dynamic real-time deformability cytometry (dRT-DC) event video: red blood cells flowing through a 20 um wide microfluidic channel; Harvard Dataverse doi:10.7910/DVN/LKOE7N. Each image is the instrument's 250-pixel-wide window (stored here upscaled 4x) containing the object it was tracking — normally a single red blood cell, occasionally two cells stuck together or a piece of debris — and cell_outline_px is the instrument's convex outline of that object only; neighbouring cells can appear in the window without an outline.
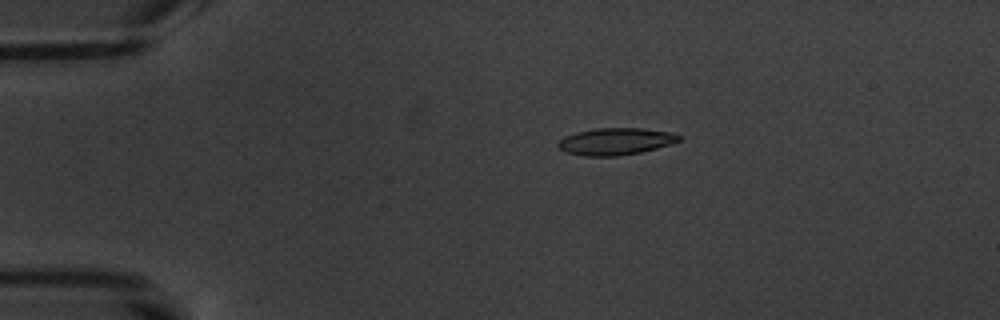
{"species": "common noctule bat (a hibernating species)", "species_latin": "Nyctalus noctula", "temperature_condition": "warm", "stored_images_in_passage": 4, "camera_frame_rate_fps": 3000, "um_per_image_px": 0.085, "animal": {"sex": "male", "body_mass_g": 20.1, "forearm_length_mm": 53.5}, "frame": {"image": 1, "passage_image": 1, "time_ms": 0.0, "image_size_px": [1000, 320], "cell_outline_px": [[680, 140], [656, 148], [640, 152], [620, 156], [588, 156], [568, 152], [560, 148], [556, 144], [564, 136], [576, 132], [596, 128], [644, 128], [672, 132], [680, 136]], "centroid_in_image_um": [52.32, 12.01], "position_along_channel_um": 32.7, "area_um2": 18.84}}
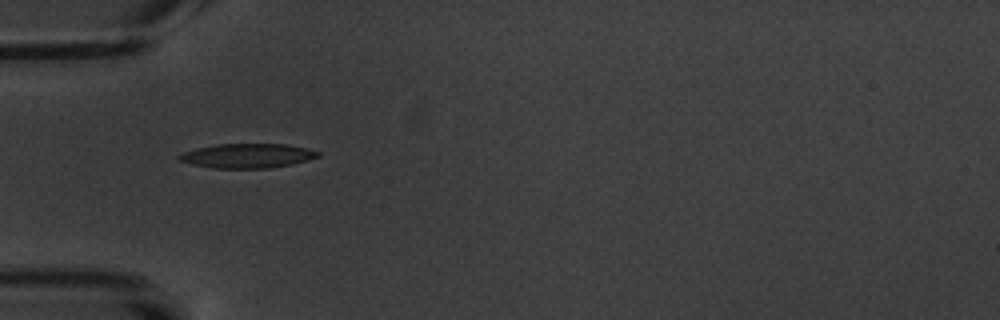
{"frame": {"image": 2, "passage_image": 3, "time_ms": 2.333, "image_size_px": [1000, 320], "cell_outline_px": [[320, 156], [308, 160], [292, 164], [268, 168], [212, 168], [192, 164], [180, 160], [176, 156], [184, 152], [196, 148], [216, 144], [284, 144], [308, 148], [320, 152]], "centroid_in_image_um": [21.04, 13.24], "position_along_channel_um": 64.0, "area_um2": 19.71}}